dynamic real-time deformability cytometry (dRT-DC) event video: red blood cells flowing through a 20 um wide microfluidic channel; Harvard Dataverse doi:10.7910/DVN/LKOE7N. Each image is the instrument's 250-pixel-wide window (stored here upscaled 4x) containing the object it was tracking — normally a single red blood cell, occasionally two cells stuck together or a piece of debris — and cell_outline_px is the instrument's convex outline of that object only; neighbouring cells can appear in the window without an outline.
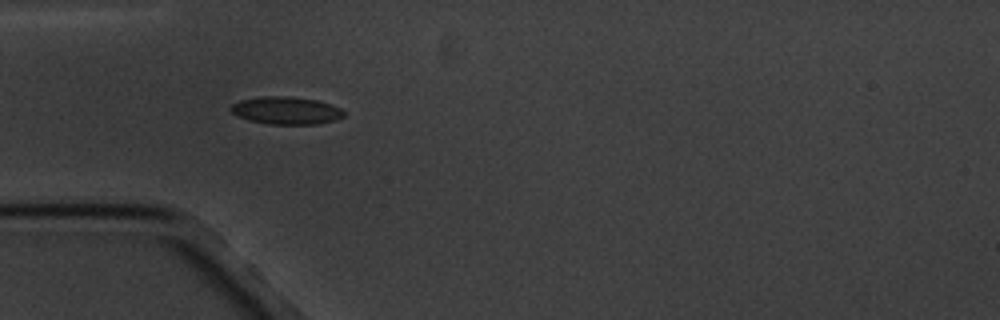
{"species": "common noctule bat (a hibernating species)", "species_latin": "Nyctalus noctula", "temperature_condition": "cold", "stored_images_in_passage": 12, "camera_frame_rate_fps": 3000, "um_per_image_px": 0.085, "animal": {"sex": "male", "body_mass_g": 20.1, "forearm_length_mm": 53.5}, "frame": {"image": 1, "passage_image": 7, "time_ms": 6.667, "image_size_px": [1000, 320], "cell_outline_px": [[344, 116], [336, 120], [316, 124], [268, 124], [248, 120], [236, 116], [228, 108], [232, 104], [240, 100], [264, 96], [288, 96], [316, 100], [340, 108], [344, 112]], "centroid_in_image_um": [24.28, 9.4], "position_along_channel_um": 60.7, "area_um2": 18.15}}
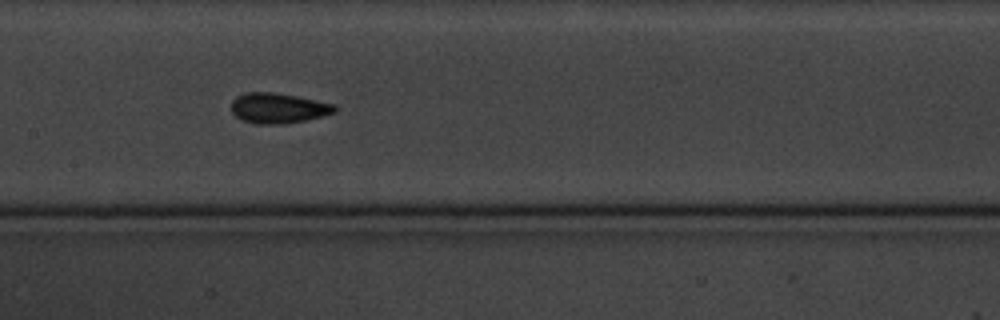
{"frame": {"image": 2, "passage_image": 10, "time_ms": 10.333, "image_size_px": [1000, 320], "cell_outline_px": [[336, 112], [324, 116], [308, 120], [284, 124], [256, 124], [244, 120], [236, 116], [232, 112], [232, 100], [236, 96], [244, 92], [272, 92], [296, 96], [336, 104]], "centroid_in_image_um": [23.67, 9.19], "position_along_channel_um": 183.7, "area_um2": 18.38}}
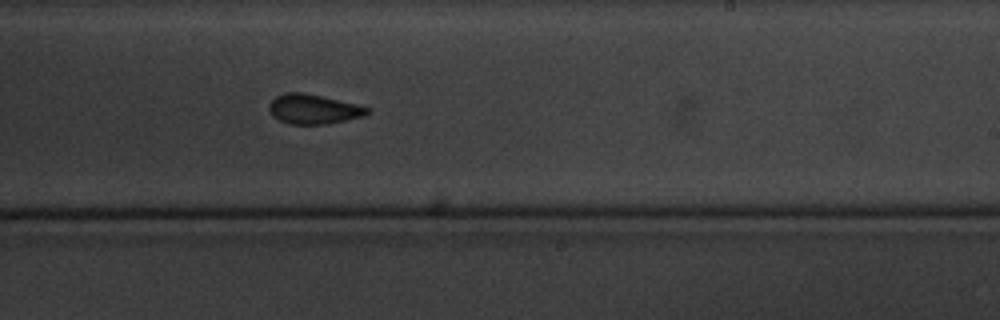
{"frame": {"image": 3, "passage_image": 12, "time_ms": 12.667, "image_size_px": [1000, 320], "cell_outline_px": [[368, 112], [364, 116], [324, 124], [288, 124], [272, 116], [268, 108], [268, 104], [276, 96], [284, 92], [304, 92], [356, 104], [368, 108]], "centroid_in_image_um": [26.57, 9.27], "position_along_channel_um": 262.4, "area_um2": 16.82}}